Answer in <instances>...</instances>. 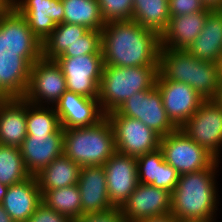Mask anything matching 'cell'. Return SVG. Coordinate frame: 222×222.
Masks as SVG:
<instances>
[{
	"instance_id": "obj_32",
	"label": "cell",
	"mask_w": 222,
	"mask_h": 222,
	"mask_svg": "<svg viewBox=\"0 0 222 222\" xmlns=\"http://www.w3.org/2000/svg\"><path fill=\"white\" fill-rule=\"evenodd\" d=\"M27 135H51L60 127L54 106H39L27 102Z\"/></svg>"
},
{
	"instance_id": "obj_8",
	"label": "cell",
	"mask_w": 222,
	"mask_h": 222,
	"mask_svg": "<svg viewBox=\"0 0 222 222\" xmlns=\"http://www.w3.org/2000/svg\"><path fill=\"white\" fill-rule=\"evenodd\" d=\"M55 61L62 69L68 91L98 99L104 67L102 54L58 57Z\"/></svg>"
},
{
	"instance_id": "obj_42",
	"label": "cell",
	"mask_w": 222,
	"mask_h": 222,
	"mask_svg": "<svg viewBox=\"0 0 222 222\" xmlns=\"http://www.w3.org/2000/svg\"><path fill=\"white\" fill-rule=\"evenodd\" d=\"M11 0H0V18L12 6Z\"/></svg>"
},
{
	"instance_id": "obj_15",
	"label": "cell",
	"mask_w": 222,
	"mask_h": 222,
	"mask_svg": "<svg viewBox=\"0 0 222 222\" xmlns=\"http://www.w3.org/2000/svg\"><path fill=\"white\" fill-rule=\"evenodd\" d=\"M12 6L24 17L34 35L43 43L63 23L62 0H11Z\"/></svg>"
},
{
	"instance_id": "obj_24",
	"label": "cell",
	"mask_w": 222,
	"mask_h": 222,
	"mask_svg": "<svg viewBox=\"0 0 222 222\" xmlns=\"http://www.w3.org/2000/svg\"><path fill=\"white\" fill-rule=\"evenodd\" d=\"M31 66L26 58H0V99L23 98Z\"/></svg>"
},
{
	"instance_id": "obj_38",
	"label": "cell",
	"mask_w": 222,
	"mask_h": 222,
	"mask_svg": "<svg viewBox=\"0 0 222 222\" xmlns=\"http://www.w3.org/2000/svg\"><path fill=\"white\" fill-rule=\"evenodd\" d=\"M72 222H125L121 210L114 207L108 211L84 214Z\"/></svg>"
},
{
	"instance_id": "obj_43",
	"label": "cell",
	"mask_w": 222,
	"mask_h": 222,
	"mask_svg": "<svg viewBox=\"0 0 222 222\" xmlns=\"http://www.w3.org/2000/svg\"><path fill=\"white\" fill-rule=\"evenodd\" d=\"M0 222H14L1 204H0Z\"/></svg>"
},
{
	"instance_id": "obj_36",
	"label": "cell",
	"mask_w": 222,
	"mask_h": 222,
	"mask_svg": "<svg viewBox=\"0 0 222 222\" xmlns=\"http://www.w3.org/2000/svg\"><path fill=\"white\" fill-rule=\"evenodd\" d=\"M178 178V172L164 160L158 167L157 180L154 181L152 186L172 193L177 185Z\"/></svg>"
},
{
	"instance_id": "obj_5",
	"label": "cell",
	"mask_w": 222,
	"mask_h": 222,
	"mask_svg": "<svg viewBox=\"0 0 222 222\" xmlns=\"http://www.w3.org/2000/svg\"><path fill=\"white\" fill-rule=\"evenodd\" d=\"M0 58H26L32 65L42 58L41 41L13 6L0 18Z\"/></svg>"
},
{
	"instance_id": "obj_41",
	"label": "cell",
	"mask_w": 222,
	"mask_h": 222,
	"mask_svg": "<svg viewBox=\"0 0 222 222\" xmlns=\"http://www.w3.org/2000/svg\"><path fill=\"white\" fill-rule=\"evenodd\" d=\"M202 2L209 8L222 9V0H202Z\"/></svg>"
},
{
	"instance_id": "obj_34",
	"label": "cell",
	"mask_w": 222,
	"mask_h": 222,
	"mask_svg": "<svg viewBox=\"0 0 222 222\" xmlns=\"http://www.w3.org/2000/svg\"><path fill=\"white\" fill-rule=\"evenodd\" d=\"M105 23L132 20L133 0H98Z\"/></svg>"
},
{
	"instance_id": "obj_25",
	"label": "cell",
	"mask_w": 222,
	"mask_h": 222,
	"mask_svg": "<svg viewBox=\"0 0 222 222\" xmlns=\"http://www.w3.org/2000/svg\"><path fill=\"white\" fill-rule=\"evenodd\" d=\"M81 166L65 154L55 158L47 167L35 175L40 190L76 185L80 177Z\"/></svg>"
},
{
	"instance_id": "obj_18",
	"label": "cell",
	"mask_w": 222,
	"mask_h": 222,
	"mask_svg": "<svg viewBox=\"0 0 222 222\" xmlns=\"http://www.w3.org/2000/svg\"><path fill=\"white\" fill-rule=\"evenodd\" d=\"M77 185L81 196L82 215L114 208L108 196L103 166H83Z\"/></svg>"
},
{
	"instance_id": "obj_19",
	"label": "cell",
	"mask_w": 222,
	"mask_h": 222,
	"mask_svg": "<svg viewBox=\"0 0 222 222\" xmlns=\"http://www.w3.org/2000/svg\"><path fill=\"white\" fill-rule=\"evenodd\" d=\"M213 10L206 7L203 11L188 15L170 16L168 25L160 36L161 47L187 50L201 33L208 15Z\"/></svg>"
},
{
	"instance_id": "obj_26",
	"label": "cell",
	"mask_w": 222,
	"mask_h": 222,
	"mask_svg": "<svg viewBox=\"0 0 222 222\" xmlns=\"http://www.w3.org/2000/svg\"><path fill=\"white\" fill-rule=\"evenodd\" d=\"M168 0H133L132 20L159 36L169 22Z\"/></svg>"
},
{
	"instance_id": "obj_21",
	"label": "cell",
	"mask_w": 222,
	"mask_h": 222,
	"mask_svg": "<svg viewBox=\"0 0 222 222\" xmlns=\"http://www.w3.org/2000/svg\"><path fill=\"white\" fill-rule=\"evenodd\" d=\"M27 101L23 98L0 99V144L20 147L27 137Z\"/></svg>"
},
{
	"instance_id": "obj_23",
	"label": "cell",
	"mask_w": 222,
	"mask_h": 222,
	"mask_svg": "<svg viewBox=\"0 0 222 222\" xmlns=\"http://www.w3.org/2000/svg\"><path fill=\"white\" fill-rule=\"evenodd\" d=\"M198 60L187 50L160 47L157 79L185 83L194 89V74Z\"/></svg>"
},
{
	"instance_id": "obj_40",
	"label": "cell",
	"mask_w": 222,
	"mask_h": 222,
	"mask_svg": "<svg viewBox=\"0 0 222 222\" xmlns=\"http://www.w3.org/2000/svg\"><path fill=\"white\" fill-rule=\"evenodd\" d=\"M134 222H179L174 215L171 213L163 215V216H157L152 218H146V219H140L138 221Z\"/></svg>"
},
{
	"instance_id": "obj_22",
	"label": "cell",
	"mask_w": 222,
	"mask_h": 222,
	"mask_svg": "<svg viewBox=\"0 0 222 222\" xmlns=\"http://www.w3.org/2000/svg\"><path fill=\"white\" fill-rule=\"evenodd\" d=\"M187 51L201 61L220 63L222 58V9H214L205 25L187 48Z\"/></svg>"
},
{
	"instance_id": "obj_2",
	"label": "cell",
	"mask_w": 222,
	"mask_h": 222,
	"mask_svg": "<svg viewBox=\"0 0 222 222\" xmlns=\"http://www.w3.org/2000/svg\"><path fill=\"white\" fill-rule=\"evenodd\" d=\"M216 160L209 168L179 175L171 193V214L178 221L216 222L219 204L217 198Z\"/></svg>"
},
{
	"instance_id": "obj_3",
	"label": "cell",
	"mask_w": 222,
	"mask_h": 222,
	"mask_svg": "<svg viewBox=\"0 0 222 222\" xmlns=\"http://www.w3.org/2000/svg\"><path fill=\"white\" fill-rule=\"evenodd\" d=\"M64 154L83 166H103L116 152L114 131L105 116L97 124L63 129Z\"/></svg>"
},
{
	"instance_id": "obj_29",
	"label": "cell",
	"mask_w": 222,
	"mask_h": 222,
	"mask_svg": "<svg viewBox=\"0 0 222 222\" xmlns=\"http://www.w3.org/2000/svg\"><path fill=\"white\" fill-rule=\"evenodd\" d=\"M42 202L71 221L82 216L81 196L78 185L53 190H40Z\"/></svg>"
},
{
	"instance_id": "obj_14",
	"label": "cell",
	"mask_w": 222,
	"mask_h": 222,
	"mask_svg": "<svg viewBox=\"0 0 222 222\" xmlns=\"http://www.w3.org/2000/svg\"><path fill=\"white\" fill-rule=\"evenodd\" d=\"M103 167L110 202L120 208L139 184L136 158L116 151Z\"/></svg>"
},
{
	"instance_id": "obj_9",
	"label": "cell",
	"mask_w": 222,
	"mask_h": 222,
	"mask_svg": "<svg viewBox=\"0 0 222 222\" xmlns=\"http://www.w3.org/2000/svg\"><path fill=\"white\" fill-rule=\"evenodd\" d=\"M114 112L118 115L140 120L160 137H164L177 129L166 114L161 94L156 86L152 89L136 92Z\"/></svg>"
},
{
	"instance_id": "obj_7",
	"label": "cell",
	"mask_w": 222,
	"mask_h": 222,
	"mask_svg": "<svg viewBox=\"0 0 222 222\" xmlns=\"http://www.w3.org/2000/svg\"><path fill=\"white\" fill-rule=\"evenodd\" d=\"M179 129L217 160H220V154H222V103L218 99L204 100L193 116Z\"/></svg>"
},
{
	"instance_id": "obj_27",
	"label": "cell",
	"mask_w": 222,
	"mask_h": 222,
	"mask_svg": "<svg viewBox=\"0 0 222 222\" xmlns=\"http://www.w3.org/2000/svg\"><path fill=\"white\" fill-rule=\"evenodd\" d=\"M64 6L63 23L78 24L89 30H102V18L98 0H62Z\"/></svg>"
},
{
	"instance_id": "obj_37",
	"label": "cell",
	"mask_w": 222,
	"mask_h": 222,
	"mask_svg": "<svg viewBox=\"0 0 222 222\" xmlns=\"http://www.w3.org/2000/svg\"><path fill=\"white\" fill-rule=\"evenodd\" d=\"M169 16L188 15L192 12L203 11L207 6L202 0H168Z\"/></svg>"
},
{
	"instance_id": "obj_20",
	"label": "cell",
	"mask_w": 222,
	"mask_h": 222,
	"mask_svg": "<svg viewBox=\"0 0 222 222\" xmlns=\"http://www.w3.org/2000/svg\"><path fill=\"white\" fill-rule=\"evenodd\" d=\"M42 203V193L35 176L10 185L1 203L14 222H27Z\"/></svg>"
},
{
	"instance_id": "obj_45",
	"label": "cell",
	"mask_w": 222,
	"mask_h": 222,
	"mask_svg": "<svg viewBox=\"0 0 222 222\" xmlns=\"http://www.w3.org/2000/svg\"><path fill=\"white\" fill-rule=\"evenodd\" d=\"M220 72H221V83H222V58H221V61H220Z\"/></svg>"
},
{
	"instance_id": "obj_10",
	"label": "cell",
	"mask_w": 222,
	"mask_h": 222,
	"mask_svg": "<svg viewBox=\"0 0 222 222\" xmlns=\"http://www.w3.org/2000/svg\"><path fill=\"white\" fill-rule=\"evenodd\" d=\"M106 117L114 131L116 151L135 158L160 146V136L138 119L118 115L114 111Z\"/></svg>"
},
{
	"instance_id": "obj_47",
	"label": "cell",
	"mask_w": 222,
	"mask_h": 222,
	"mask_svg": "<svg viewBox=\"0 0 222 222\" xmlns=\"http://www.w3.org/2000/svg\"><path fill=\"white\" fill-rule=\"evenodd\" d=\"M179 222H201V221H179Z\"/></svg>"
},
{
	"instance_id": "obj_35",
	"label": "cell",
	"mask_w": 222,
	"mask_h": 222,
	"mask_svg": "<svg viewBox=\"0 0 222 222\" xmlns=\"http://www.w3.org/2000/svg\"><path fill=\"white\" fill-rule=\"evenodd\" d=\"M87 54H102L101 53V30H88L80 40L59 57H76Z\"/></svg>"
},
{
	"instance_id": "obj_1",
	"label": "cell",
	"mask_w": 222,
	"mask_h": 222,
	"mask_svg": "<svg viewBox=\"0 0 222 222\" xmlns=\"http://www.w3.org/2000/svg\"><path fill=\"white\" fill-rule=\"evenodd\" d=\"M160 36L134 20L105 23L101 30L104 66H158Z\"/></svg>"
},
{
	"instance_id": "obj_16",
	"label": "cell",
	"mask_w": 222,
	"mask_h": 222,
	"mask_svg": "<svg viewBox=\"0 0 222 222\" xmlns=\"http://www.w3.org/2000/svg\"><path fill=\"white\" fill-rule=\"evenodd\" d=\"M54 108L63 129L92 126L106 116L98 99L87 98L68 90L62 94Z\"/></svg>"
},
{
	"instance_id": "obj_6",
	"label": "cell",
	"mask_w": 222,
	"mask_h": 222,
	"mask_svg": "<svg viewBox=\"0 0 222 222\" xmlns=\"http://www.w3.org/2000/svg\"><path fill=\"white\" fill-rule=\"evenodd\" d=\"M164 160L179 175L209 168L217 159L179 128L160 138Z\"/></svg>"
},
{
	"instance_id": "obj_28",
	"label": "cell",
	"mask_w": 222,
	"mask_h": 222,
	"mask_svg": "<svg viewBox=\"0 0 222 222\" xmlns=\"http://www.w3.org/2000/svg\"><path fill=\"white\" fill-rule=\"evenodd\" d=\"M89 29L85 26L70 23L57 24L56 28L42 43V58L55 60L68 47L75 44Z\"/></svg>"
},
{
	"instance_id": "obj_4",
	"label": "cell",
	"mask_w": 222,
	"mask_h": 222,
	"mask_svg": "<svg viewBox=\"0 0 222 222\" xmlns=\"http://www.w3.org/2000/svg\"><path fill=\"white\" fill-rule=\"evenodd\" d=\"M157 76L158 66H104L98 96L103 113L116 111L136 92L155 87Z\"/></svg>"
},
{
	"instance_id": "obj_46",
	"label": "cell",
	"mask_w": 222,
	"mask_h": 222,
	"mask_svg": "<svg viewBox=\"0 0 222 222\" xmlns=\"http://www.w3.org/2000/svg\"><path fill=\"white\" fill-rule=\"evenodd\" d=\"M218 100L222 103V86H221V92H220V95L218 97Z\"/></svg>"
},
{
	"instance_id": "obj_17",
	"label": "cell",
	"mask_w": 222,
	"mask_h": 222,
	"mask_svg": "<svg viewBox=\"0 0 222 222\" xmlns=\"http://www.w3.org/2000/svg\"><path fill=\"white\" fill-rule=\"evenodd\" d=\"M19 149L26 169L35 176L64 154L63 128L51 135H27Z\"/></svg>"
},
{
	"instance_id": "obj_12",
	"label": "cell",
	"mask_w": 222,
	"mask_h": 222,
	"mask_svg": "<svg viewBox=\"0 0 222 222\" xmlns=\"http://www.w3.org/2000/svg\"><path fill=\"white\" fill-rule=\"evenodd\" d=\"M171 192L139 183L120 207L125 222L163 216L171 213Z\"/></svg>"
},
{
	"instance_id": "obj_13",
	"label": "cell",
	"mask_w": 222,
	"mask_h": 222,
	"mask_svg": "<svg viewBox=\"0 0 222 222\" xmlns=\"http://www.w3.org/2000/svg\"><path fill=\"white\" fill-rule=\"evenodd\" d=\"M163 107L171 122L180 128L199 109L204 99L188 84L156 79Z\"/></svg>"
},
{
	"instance_id": "obj_30",
	"label": "cell",
	"mask_w": 222,
	"mask_h": 222,
	"mask_svg": "<svg viewBox=\"0 0 222 222\" xmlns=\"http://www.w3.org/2000/svg\"><path fill=\"white\" fill-rule=\"evenodd\" d=\"M221 86L220 63L198 60L194 74V90L204 100H216Z\"/></svg>"
},
{
	"instance_id": "obj_11",
	"label": "cell",
	"mask_w": 222,
	"mask_h": 222,
	"mask_svg": "<svg viewBox=\"0 0 222 222\" xmlns=\"http://www.w3.org/2000/svg\"><path fill=\"white\" fill-rule=\"evenodd\" d=\"M66 90V79L61 67L55 60L41 58L31 66L23 99L34 105L54 106Z\"/></svg>"
},
{
	"instance_id": "obj_39",
	"label": "cell",
	"mask_w": 222,
	"mask_h": 222,
	"mask_svg": "<svg viewBox=\"0 0 222 222\" xmlns=\"http://www.w3.org/2000/svg\"><path fill=\"white\" fill-rule=\"evenodd\" d=\"M27 222H72L67 216L57 213L43 202L37 207Z\"/></svg>"
},
{
	"instance_id": "obj_31",
	"label": "cell",
	"mask_w": 222,
	"mask_h": 222,
	"mask_svg": "<svg viewBox=\"0 0 222 222\" xmlns=\"http://www.w3.org/2000/svg\"><path fill=\"white\" fill-rule=\"evenodd\" d=\"M31 176L25 167L20 149L0 144V182L10 186L21 183Z\"/></svg>"
},
{
	"instance_id": "obj_33",
	"label": "cell",
	"mask_w": 222,
	"mask_h": 222,
	"mask_svg": "<svg viewBox=\"0 0 222 222\" xmlns=\"http://www.w3.org/2000/svg\"><path fill=\"white\" fill-rule=\"evenodd\" d=\"M163 161L164 155L160 148L137 157L138 182L152 185L157 180L158 167Z\"/></svg>"
},
{
	"instance_id": "obj_44",
	"label": "cell",
	"mask_w": 222,
	"mask_h": 222,
	"mask_svg": "<svg viewBox=\"0 0 222 222\" xmlns=\"http://www.w3.org/2000/svg\"><path fill=\"white\" fill-rule=\"evenodd\" d=\"M8 187L7 185H4L0 182V204L2 203L3 199H4V196L6 195L7 193V190H8Z\"/></svg>"
}]
</instances>
